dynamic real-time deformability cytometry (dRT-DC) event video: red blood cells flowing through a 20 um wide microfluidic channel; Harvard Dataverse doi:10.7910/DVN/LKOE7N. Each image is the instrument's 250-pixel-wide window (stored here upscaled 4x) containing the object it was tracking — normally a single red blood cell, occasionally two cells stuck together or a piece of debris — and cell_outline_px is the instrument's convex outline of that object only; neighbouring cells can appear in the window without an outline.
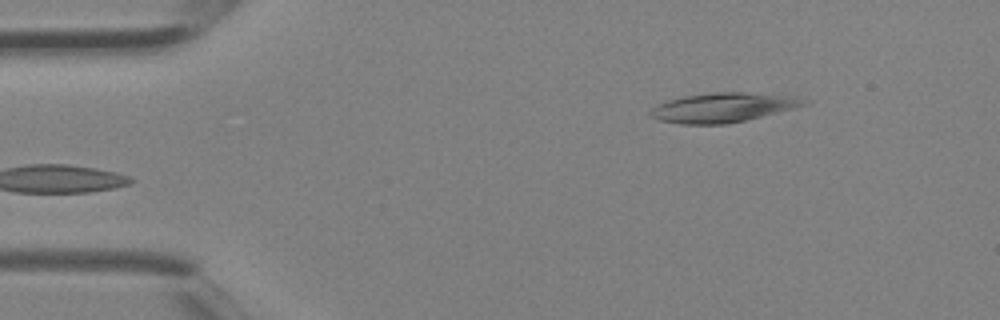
{"species": "Egyptian fruit bat (a non-hibernating species)", "species_latin": "Rousettus aegyptiacus", "temperature_condition": "room temperature", "stored_images_in_passage": 3, "camera_frame_rate_fps": 3000, "um_per_image_px": 0.085, "animal": {"sex": "female"}, "frame": {"image": 1, "passage_image": 3, "time_ms": 0.667, "image_size_px": [1000, 320], "cell_outline_px": [[808, 104], [744, 120], [724, 124], [680, 124], [660, 120], [648, 116], [652, 108], [668, 100], [684, 96], [716, 92], [744, 92], [792, 96]], "centroid_in_image_um": [61.35, 9.14], "position_along_channel_um": 23.7, "area_um2": 25.61}}